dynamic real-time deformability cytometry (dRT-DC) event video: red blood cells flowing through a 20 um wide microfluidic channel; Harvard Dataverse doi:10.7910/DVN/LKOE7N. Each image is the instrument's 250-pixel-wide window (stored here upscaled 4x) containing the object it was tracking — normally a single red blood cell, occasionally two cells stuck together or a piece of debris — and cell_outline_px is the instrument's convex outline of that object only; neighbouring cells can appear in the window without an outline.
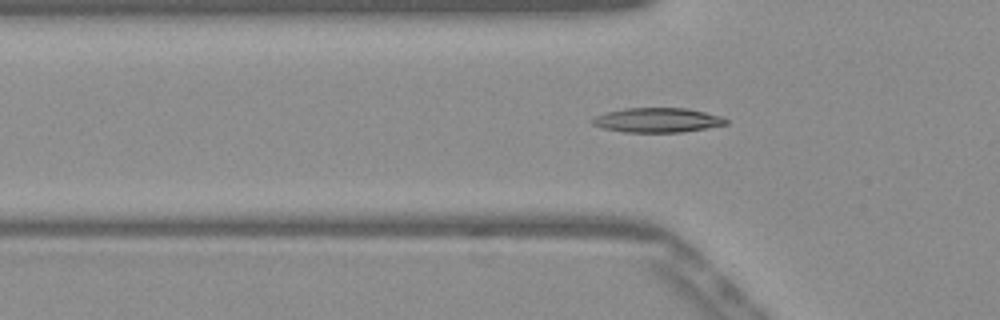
{"species": "Egyptian fruit bat (a non-hibernating species)", "species_latin": "Rousettus aegyptiacus", "temperature_condition": "warm", "stored_images_in_passage": 38, "camera_frame_rate_fps": 3000, "um_per_image_px": 0.085, "frame": {"image": 1, "passage_image": 3, "time_ms": 0.667, "image_size_px": [1000, 320], "cell_outline_px": [[728, 124], [680, 132], [624, 132], [600, 128], [592, 124], [588, 120], [604, 112], [624, 108], [688, 108], [720, 116], [728, 120]], "centroid_in_image_um": [55.8, 10.2], "position_along_channel_um": 70.0, "area_um2": 19.19}}
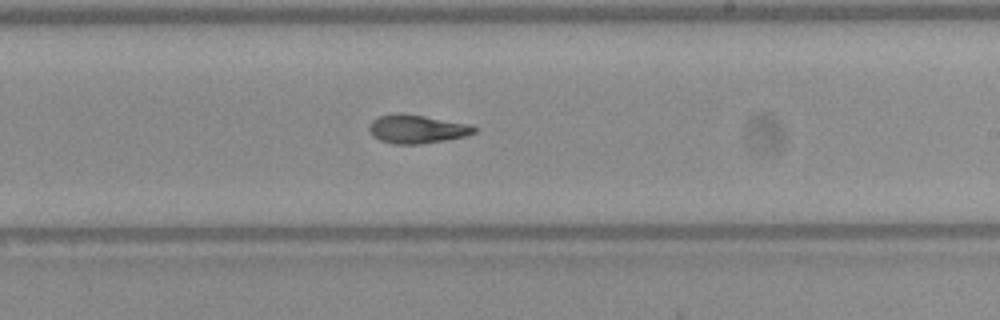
{"frame": {"image": 2, "passage_image": 17, "time_ms": 5.333, "image_size_px": [1000, 320], "cell_outline_px": [[476, 132], [464, 136], [444, 140], [420, 144], [392, 144], [380, 140], [372, 136], [368, 128], [368, 124], [372, 120], [380, 116], [396, 112], [404, 112], [472, 124], [476, 128]], "centroid_in_image_um": [35.41, 10.95], "position_along_channel_um": 253.6, "area_um2": 17.8}}
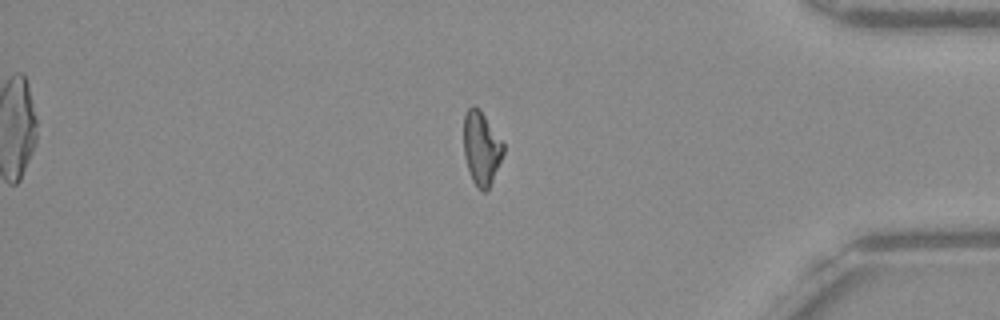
{"frame": {"image": 3, "passage_image": 30, "time_ms": 9.667, "image_size_px": [1000, 320], "cell_outline_px": [[504, 152], [492, 180], [488, 188], [484, 192], [476, 188], [472, 180], [464, 156], [464, 116], [468, 108], [472, 104], [476, 104], [504, 144]], "centroid_in_image_um": [40.9, 12.58], "position_along_channel_um": 394.3, "area_um2": 16.82}, "authors_computed_cell_mechanics": {"area_um2": 17.629, "velocity_mm_per_s": 3.9147, "shape_relaxation_time_tau1_ms": null, "shape_relaxation_time_tau2_ms": 2.9492, "deformation_change_tau1": null, "deformation_change_tau2": 0.0927}}